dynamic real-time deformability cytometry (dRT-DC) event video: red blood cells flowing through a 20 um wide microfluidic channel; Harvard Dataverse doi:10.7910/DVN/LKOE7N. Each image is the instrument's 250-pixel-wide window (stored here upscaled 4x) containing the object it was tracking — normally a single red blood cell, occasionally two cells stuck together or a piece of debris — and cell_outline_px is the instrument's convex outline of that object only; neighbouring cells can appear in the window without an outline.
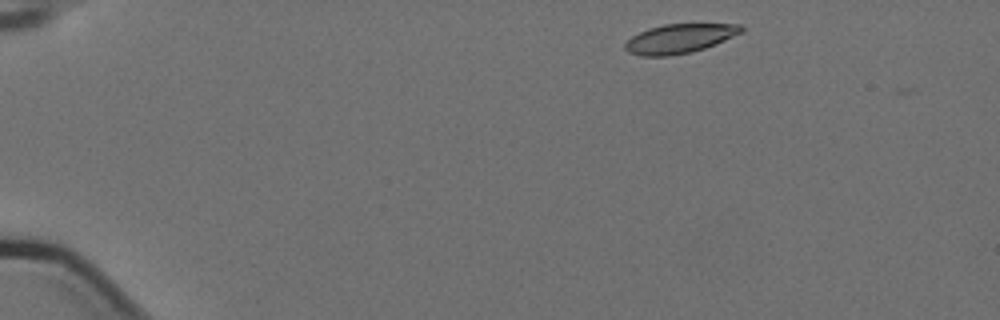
{"species": "Egyptian fruit bat (a non-hibernating species)", "species_latin": "Rousettus aegyptiacus", "temperature_condition": "cold", "stored_images_in_passage": 6, "camera_frame_rate_fps": 3000, "um_per_image_px": 0.085, "animal": {"sex": "female"}, "frame": {"image": 1, "passage_image": 1, "time_ms": 0.0, "image_size_px": [1000, 320], "cell_outline_px": [[744, 32], [716, 44], [692, 52], [668, 56], [640, 56], [628, 52], [624, 48], [624, 44], [632, 36], [648, 28], [664, 24], [740, 24], [744, 28]], "centroid_in_image_um": [57.77, 3.28], "position_along_channel_um": 27.2, "area_um2": 19.88}}
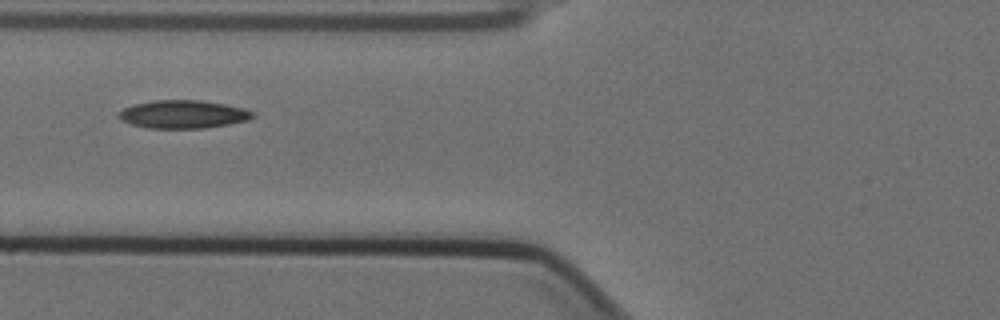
{"frame": {"image": 2, "passage_image": 5, "time_ms": 1.333, "image_size_px": [1000, 320], "cell_outline_px": [[256, 116], [248, 120], [228, 124], [204, 128], [148, 128], [132, 124], [120, 120], [120, 112], [124, 108], [132, 104], [152, 100], [200, 100], [224, 104], [244, 108], [252, 112]], "centroid_in_image_um": [15.57, 9.71], "position_along_channel_um": 110.2, "area_um2": 21.85}}
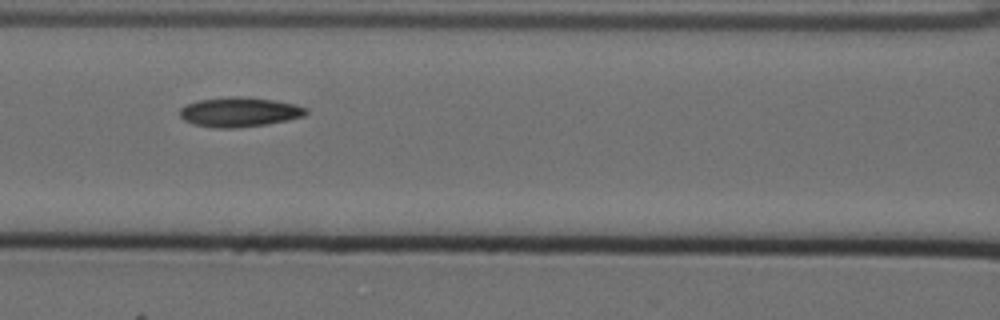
{"frame": {"image": 3, "passage_image": 6, "time_ms": 1.667, "image_size_px": [1000, 320], "cell_outline_px": [[308, 112], [304, 116], [288, 120], [264, 124], [232, 128], [216, 128], [192, 124], [184, 120], [180, 116], [180, 108], [184, 104], [196, 100], [228, 96], [244, 96], [272, 100], [296, 104], [308, 108]], "centroid_in_image_um": [20.32, 9.51], "position_along_channel_um": 146.3, "area_um2": 21.96}}